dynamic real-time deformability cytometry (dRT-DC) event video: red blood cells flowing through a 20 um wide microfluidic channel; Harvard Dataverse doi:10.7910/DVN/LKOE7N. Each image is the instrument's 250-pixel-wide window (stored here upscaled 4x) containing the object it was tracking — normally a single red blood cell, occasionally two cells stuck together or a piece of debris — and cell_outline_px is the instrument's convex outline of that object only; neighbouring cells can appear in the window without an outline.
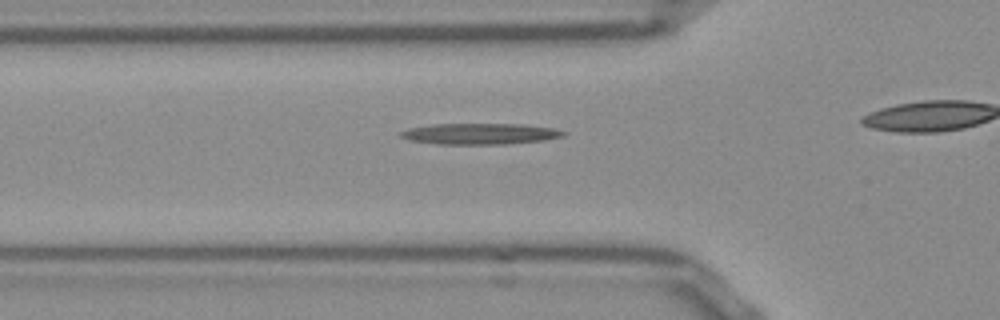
{"species": "Egyptian fruit bat (a non-hibernating species)", "species_latin": "Rousettus aegyptiacus", "temperature_condition": "room temperature", "stored_images_in_passage": 37, "camera_frame_rate_fps": 3000, "um_per_image_px": 0.085, "frame": {"image": 1, "passage_image": 13, "time_ms": 4.0, "image_size_px": [1000, 320], "cell_outline_px": [[564, 136], [544, 140], [504, 144], [436, 144], [412, 140], [400, 136], [400, 132], [408, 128], [432, 124], [520, 124], [552, 128], [564, 132]], "centroid_in_image_um": [40.77, 11.37], "position_along_channel_um": 85.0, "area_um2": 19.71}}
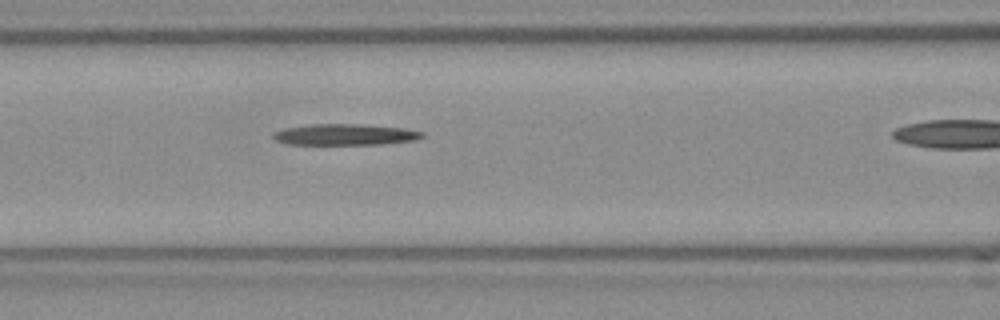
{"frame": {"image": 2, "passage_image": 17, "time_ms": 5.333, "image_size_px": [1000, 320], "cell_outline_px": [[424, 136], [416, 140], [384, 144], [288, 144], [276, 140], [272, 136], [272, 132], [284, 128], [312, 124], [360, 124], [404, 128], [424, 132]], "centroid_in_image_um": [29.34, 11.43], "position_along_channel_um": 137.3, "area_um2": 18.38}}
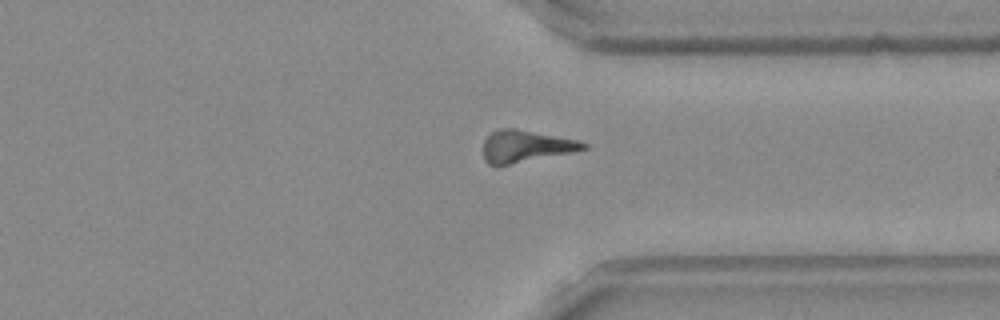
{"frame": {"image": 3, "passage_image": 35, "time_ms": 11.333, "image_size_px": [1000, 320], "cell_outline_px": [[588, 148], [572, 152], [508, 164], [488, 164], [484, 160], [484, 140], [496, 128], [516, 128], [576, 140], [588, 144]], "centroid_in_image_um": [44.66, 12.41], "position_along_channel_um": 366.7, "area_um2": 18.26}}